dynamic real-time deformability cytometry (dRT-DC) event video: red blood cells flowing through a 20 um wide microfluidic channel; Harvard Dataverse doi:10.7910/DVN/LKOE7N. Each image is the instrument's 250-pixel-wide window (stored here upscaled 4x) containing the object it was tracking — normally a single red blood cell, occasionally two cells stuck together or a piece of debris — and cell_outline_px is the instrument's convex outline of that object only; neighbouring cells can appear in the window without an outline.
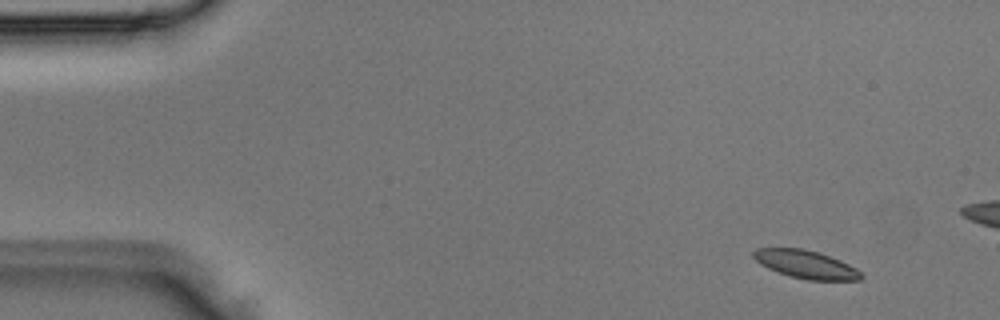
{"species": "Egyptian fruit bat (a non-hibernating species)", "species_latin": "Rousettus aegyptiacus", "temperature_condition": "room temperature", "stored_images_in_passage": 3, "camera_frame_rate_fps": 3000, "um_per_image_px": 0.085, "animal": {"sex": "male"}, "frame": {"image": 1, "passage_image": 1, "time_ms": 0.0, "image_size_px": [1000, 320], "cell_outline_px": [[864, 276], [860, 280], [808, 280], [788, 276], [768, 268], [760, 264], [752, 256], [752, 252], [756, 248], [804, 248], [820, 252], [840, 260], [856, 268]], "centroid_in_image_um": [68.49, 22.46], "position_along_channel_um": 16.5, "area_um2": 17.74}}